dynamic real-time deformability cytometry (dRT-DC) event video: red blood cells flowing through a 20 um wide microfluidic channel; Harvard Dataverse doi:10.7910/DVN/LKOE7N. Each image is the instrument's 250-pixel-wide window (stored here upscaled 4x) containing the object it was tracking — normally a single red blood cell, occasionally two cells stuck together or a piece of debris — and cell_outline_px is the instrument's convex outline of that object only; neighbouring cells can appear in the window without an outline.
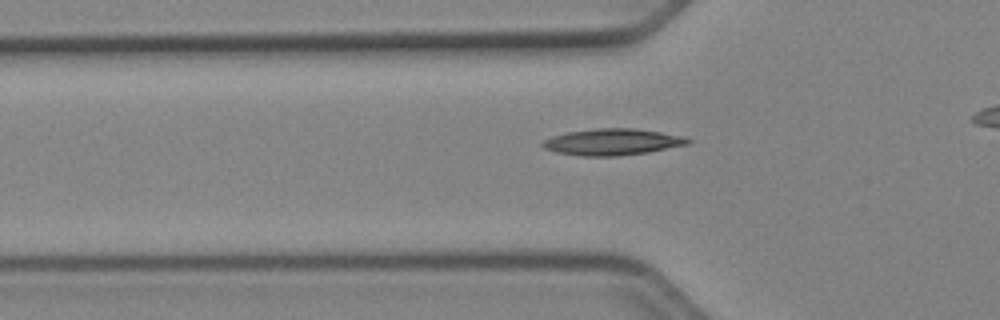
{"species": "Egyptian fruit bat (a non-hibernating species)", "species_latin": "Rousettus aegyptiacus", "temperature_condition": "cold", "stored_images_in_passage": 39, "camera_frame_rate_fps": 3000, "um_per_image_px": 0.085, "animal": {"sex": "female"}, "frame": {"image": 1, "passage_image": 11, "time_ms": 3.333, "image_size_px": [1000, 320], "cell_outline_px": [[692, 140], [688, 144], [648, 152], [616, 156], [580, 156], [556, 152], [544, 148], [540, 144], [544, 140], [552, 136], [568, 132], [596, 128], [636, 128], [684, 136]], "centroid_in_image_um": [52.04, 12.06], "position_along_channel_um": 73.8, "area_um2": 22.37}}
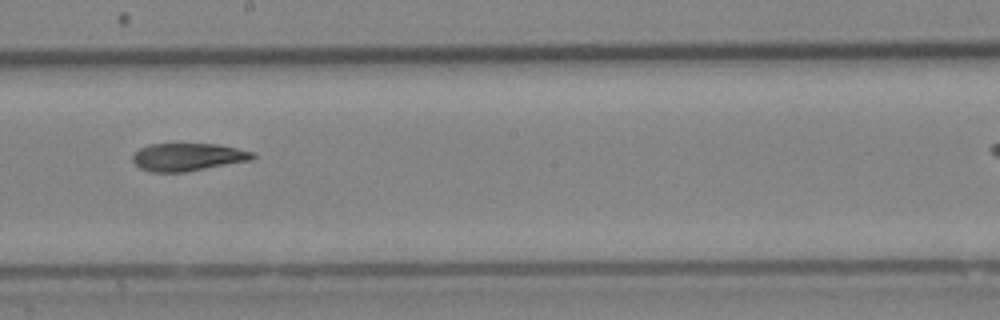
{"frame": {"image": 2, "passage_image": 23, "time_ms": 7.333, "image_size_px": [1000, 320], "cell_outline_px": [[256, 156], [252, 160], [184, 172], [152, 172], [140, 168], [132, 160], [132, 156], [140, 148], [148, 144], [216, 144], [256, 152]], "centroid_in_image_um": [15.98, 13.34], "position_along_channel_um": 232.2, "area_um2": 19.36}}
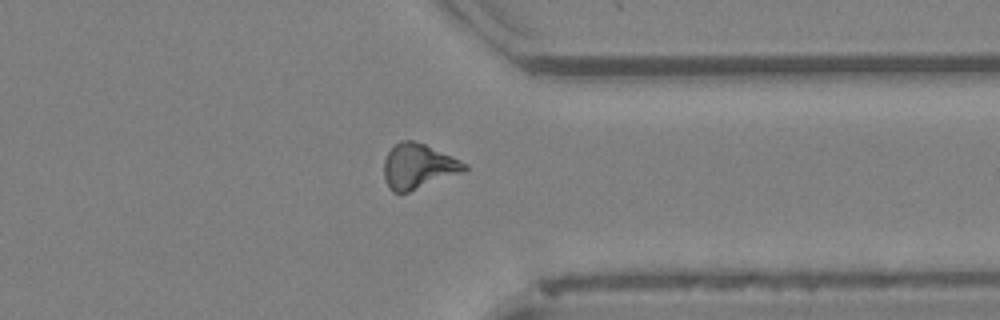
{"frame": {"image": 3, "passage_image": 34, "time_ms": 11.0, "image_size_px": [1000, 320], "cell_outline_px": [[468, 168], [464, 172], [408, 192], [392, 192], [384, 176], [384, 160], [388, 152], [400, 140], [412, 140], [424, 144], [460, 160], [468, 164]], "centroid_in_image_um": [35.56, 14.13], "position_along_channel_um": 375.8, "area_um2": 20.87}, "authors_computed_cell_mechanics": {"area_um2": 20.3456, "velocity_mm_per_s": 3.9685, "shape_relaxation_time_tau1_ms": 10.9521, "shape_relaxation_time_tau2_ms": 11.1859, "deformation_change_tau1": 0.2467, "deformation_change_tau2": 0.2405}}